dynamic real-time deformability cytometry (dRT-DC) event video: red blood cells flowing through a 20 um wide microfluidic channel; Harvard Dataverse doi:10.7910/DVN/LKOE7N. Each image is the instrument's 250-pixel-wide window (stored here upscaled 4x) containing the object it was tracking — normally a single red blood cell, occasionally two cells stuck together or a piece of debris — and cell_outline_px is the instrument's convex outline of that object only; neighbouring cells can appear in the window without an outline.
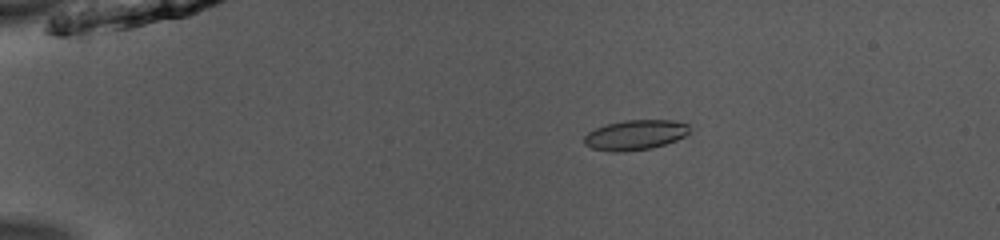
{"species": "common noctule bat (a hibernating species)", "species_latin": "Nyctalus noctula", "temperature_condition": "room temperature", "stored_images_in_passage": 52, "camera_frame_rate_fps": 3000, "um_per_image_px": 0.085, "animal": {"sex": "male", "body_mass_g": 13.0, "forearm_length_mm": 53.1}, "frame": {"image": 1, "passage_image": 11, "time_ms": 3.333, "image_size_px": [1000, 240], "cell_outline_px": [[688, 132], [684, 136], [676, 140], [652, 148], [620, 152], [612, 152], [592, 148], [584, 144], [584, 136], [588, 132], [596, 128], [608, 124], [624, 120], [672, 120], [688, 124]], "centroid_in_image_um": [53.97, 11.47], "position_along_channel_um": 31.0, "area_um2": 18.26}}
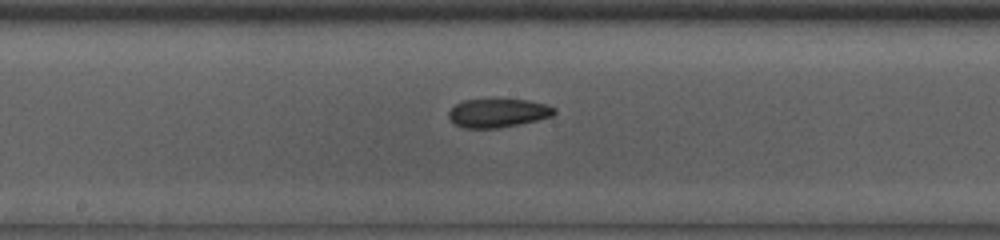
{"frame": {"image": 2, "passage_image": 29, "time_ms": 9.333, "image_size_px": [1000, 240], "cell_outline_px": [[556, 112], [552, 116], [520, 124], [496, 128], [464, 128], [456, 124], [448, 116], [448, 112], [456, 104], [464, 100], [528, 100], [544, 104], [556, 108]], "centroid_in_image_um": [42.33, 9.61], "position_along_channel_um": 205.9, "area_um2": 17.34}}
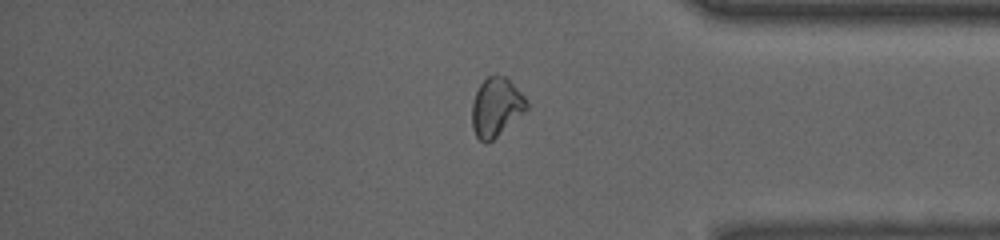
{"frame": {"image": 3, "passage_image": 44, "time_ms": 14.333, "image_size_px": [1000, 240], "cell_outline_px": [[528, 108], [524, 112], [488, 144], [484, 144], [476, 136], [472, 128], [472, 104], [476, 92], [480, 84], [488, 76], [504, 76], [524, 96], [528, 104]], "centroid_in_image_um": [42.15, 9.14], "position_along_channel_um": 393.1, "area_um2": 18.44}, "authors_computed_cell_mechanics": {"area_um2": 18.3804, "velocity_mm_per_s": 3.9693, "shape_relaxation_time_tau1_ms": null, "shape_relaxation_time_tau2_ms": 2.1554, "deformation_change_tau1": null, "deformation_change_tau2": 0.0792}}